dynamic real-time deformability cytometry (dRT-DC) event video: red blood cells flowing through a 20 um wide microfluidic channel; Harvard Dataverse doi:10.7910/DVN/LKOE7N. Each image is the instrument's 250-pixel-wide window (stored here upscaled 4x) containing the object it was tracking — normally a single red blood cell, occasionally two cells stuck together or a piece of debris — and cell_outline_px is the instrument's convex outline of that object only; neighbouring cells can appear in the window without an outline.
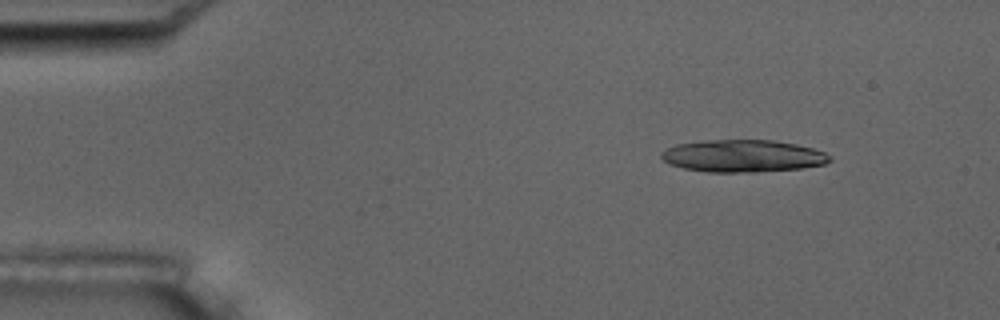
{"species": "common noctule bat (a hibernating species)", "species_latin": "Nyctalus noctula", "temperature_condition": "room temperature", "stored_images_in_passage": 5, "camera_frame_rate_fps": 3000, "um_per_image_px": 0.085, "animal": {"sex": "male", "body_mass_g": 17.5, "forearm_length_mm": 52.3}, "frame": {"image": 1, "passage_image": 2, "time_ms": 1.333, "image_size_px": [1000, 320], "cell_outline_px": [[832, 160], [824, 164], [800, 168], [756, 172], [708, 172], [684, 168], [668, 164], [660, 156], [660, 152], [676, 144], [700, 140], [772, 140], [796, 144], [812, 148], [824, 152], [832, 156]], "centroid_in_image_um": [63.12, 13.25], "position_along_channel_um": 21.9, "area_um2": 31.79}}